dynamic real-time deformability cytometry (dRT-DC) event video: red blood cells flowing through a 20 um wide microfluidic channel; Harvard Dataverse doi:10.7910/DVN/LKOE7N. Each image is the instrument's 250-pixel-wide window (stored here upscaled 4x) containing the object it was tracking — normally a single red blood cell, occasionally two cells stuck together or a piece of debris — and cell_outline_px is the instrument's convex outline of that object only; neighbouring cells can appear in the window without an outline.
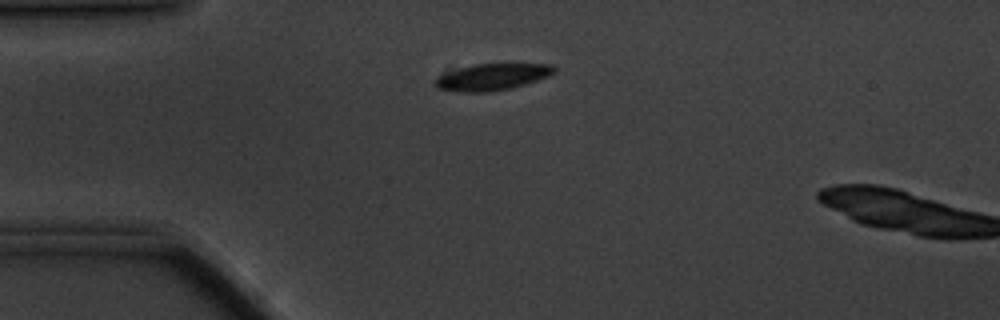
{"species": "common noctule bat (a hibernating species)", "species_latin": "Nyctalus noctula", "temperature_condition": "cold", "stored_images_in_passage": 42, "camera_frame_rate_fps": 3000, "um_per_image_px": 0.085, "animal": {"sex": "male", "body_mass_g": 20.1, "forearm_length_mm": 53.5}, "frame": {"image": 1, "passage_image": 2, "time_ms": 0.333, "image_size_px": [1000, 320], "cell_outline_px": [[556, 68], [548, 76], [524, 84], [508, 88], [484, 92], [456, 92], [436, 88], [432, 84], [432, 80], [436, 76], [472, 64], [552, 64]], "centroid_in_image_um": [41.72, 6.54], "position_along_channel_um": 43.3, "area_um2": 18.32}}
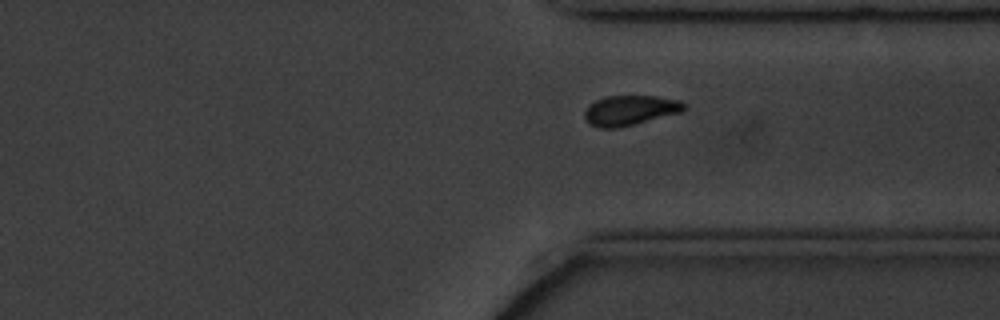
{"frame": {"image": 2, "passage_image": 31, "time_ms": 10.0, "image_size_px": [1000, 320], "cell_outline_px": [[688, 108], [684, 112], [616, 128], [600, 128], [588, 124], [584, 120], [584, 112], [588, 104], [596, 100], [608, 96], [656, 96], [680, 100]], "centroid_in_image_um": [53.55, 9.38], "position_along_channel_um": 357.8, "area_um2": 17.57}}
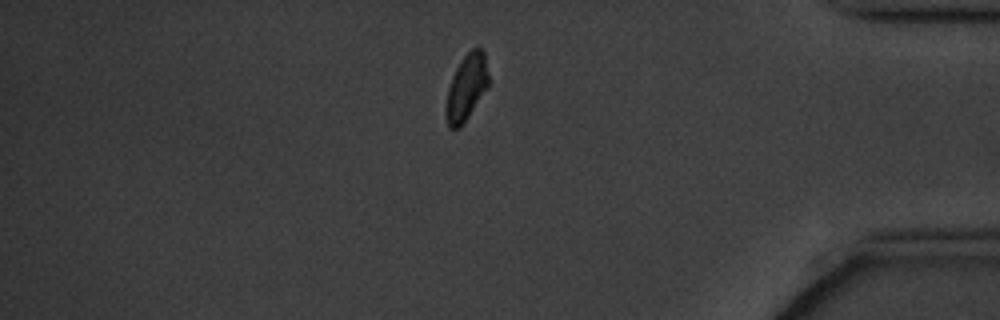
{"frame": {"image": 3, "passage_image": 37, "time_ms": 12.0, "image_size_px": [1000, 320], "cell_outline_px": [[488, 84], [460, 128], [448, 128], [444, 112], [444, 108], [448, 88], [452, 76], [456, 68], [464, 56], [476, 44], [484, 48], [488, 76]], "centroid_in_image_um": [39.61, 7.39], "position_along_channel_um": 395.6, "area_um2": 16.36}}